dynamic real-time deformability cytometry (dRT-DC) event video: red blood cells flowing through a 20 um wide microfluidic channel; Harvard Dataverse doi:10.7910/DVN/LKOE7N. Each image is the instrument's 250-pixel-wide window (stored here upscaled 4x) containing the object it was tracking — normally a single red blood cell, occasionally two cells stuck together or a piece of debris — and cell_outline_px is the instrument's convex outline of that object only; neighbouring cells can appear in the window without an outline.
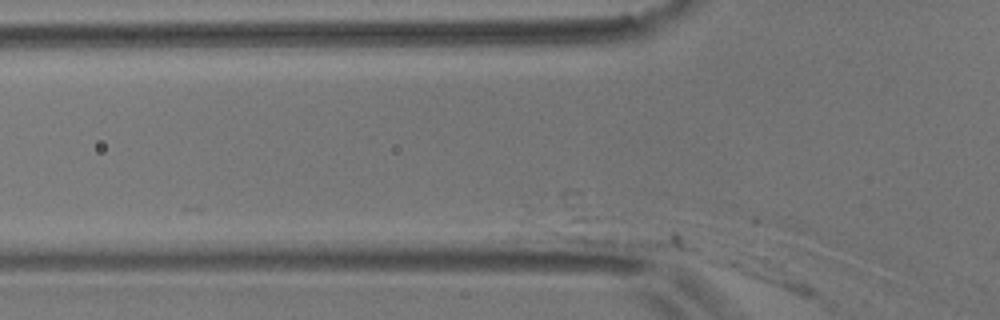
{"species": "common noctule bat (a hibernating species)", "species_latin": "Nyctalus noctula", "temperature_condition": "room temperature", "stored_images_in_passage": 4, "segment_of_instrument_passage": [1, 2], "camera_frame_rate_fps": 3000, "um_per_image_px": 0.085, "animal": {"sex": "male", "body_mass_g": 17.9}, "frame": {"image": 1, "passage_image": 2, "time_ms": 0.333, "image_size_px": [1000, 320], "cell_outline_px": [[612, 240], [608, 244], [604, 244], [516, 236], [512, 232], [520, 220], [564, 188], [576, 188], [604, 216]], "centroid_in_image_um": [48.09, 18.71], "position_along_channel_um": 77.7, "area_um2": 25.14}}